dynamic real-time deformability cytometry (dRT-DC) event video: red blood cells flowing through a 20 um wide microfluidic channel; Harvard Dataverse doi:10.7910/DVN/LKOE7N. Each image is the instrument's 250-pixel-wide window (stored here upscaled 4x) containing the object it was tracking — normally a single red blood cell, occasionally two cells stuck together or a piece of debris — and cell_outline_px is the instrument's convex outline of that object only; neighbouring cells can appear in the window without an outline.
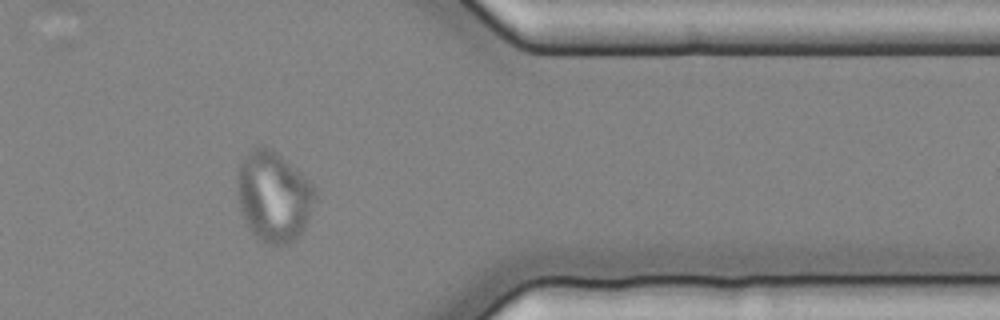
{"species": "common noctule bat (a hibernating species)", "species_latin": "Nyctalus noctula", "temperature_condition": "cold", "stored_images_in_passage": 57, "camera_frame_rate_fps": 3000, "um_per_image_px": 0.085, "animal": {"sex": "female", "body_mass_g": 25.1}, "frame": {"image": 1, "passage_image": 47, "time_ms": 15.333, "image_size_px": [1000, 320], "cell_outline_px": [[316, 196], [304, 228], [296, 240], [288, 244], [264, 244], [244, 224], [236, 192], [236, 172], [244, 156], [256, 144], [264, 144], [276, 152], [296, 168], [316, 188]], "centroid_in_image_um": [23.21, 16.68], "position_along_channel_um": 388.2, "area_um2": 41.56}}
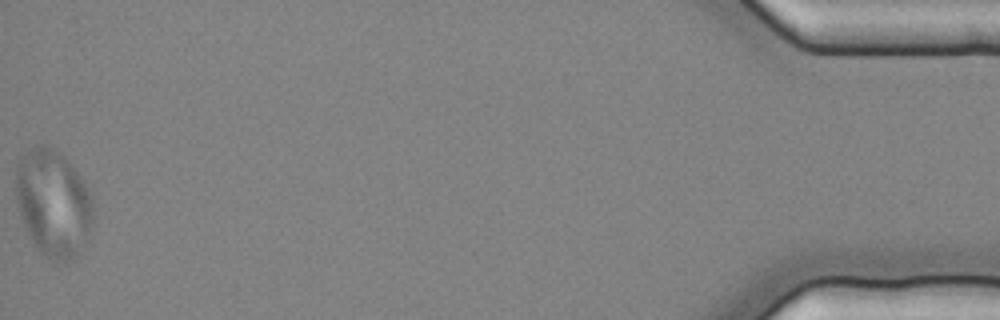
{"frame": {"image": 2, "passage_image": 57, "time_ms": 18.667, "image_size_px": [1000, 320], "cell_outline_px": [[92, 224], [76, 256], [68, 260], [52, 260], [40, 252], [36, 248], [24, 224], [16, 200], [16, 164], [20, 156], [44, 144], [60, 152], [64, 156], [84, 180], [92, 196]], "centroid_in_image_um": [4.51, 17.23], "position_along_channel_um": 430.7, "area_um2": 47.51}}